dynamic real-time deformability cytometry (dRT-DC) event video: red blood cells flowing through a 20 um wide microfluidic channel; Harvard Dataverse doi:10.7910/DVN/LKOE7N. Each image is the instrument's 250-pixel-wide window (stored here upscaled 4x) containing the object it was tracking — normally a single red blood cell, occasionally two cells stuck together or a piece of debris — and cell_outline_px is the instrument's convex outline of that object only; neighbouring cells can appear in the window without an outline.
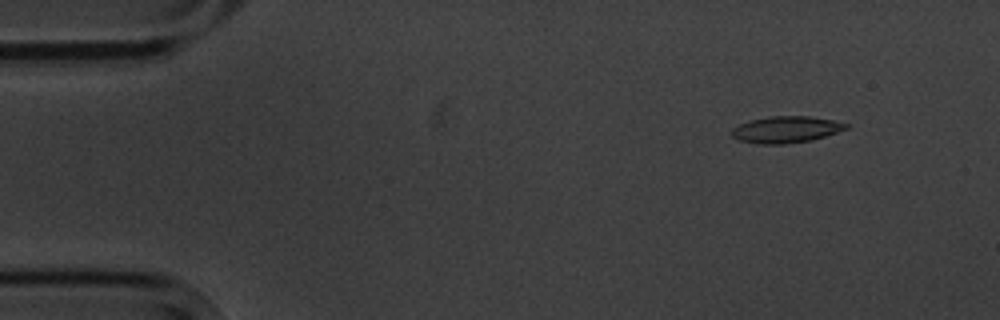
{"species": "common noctule bat (a hibernating species)", "species_latin": "Nyctalus noctula", "temperature_condition": "cold", "stored_images_in_passage": 4, "camera_frame_rate_fps": 3000, "um_per_image_px": 0.085, "animal": {"sex": "male", "body_mass_g": 20.1, "forearm_length_mm": 53.5}, "frame": {"image": 1, "passage_image": 2, "time_ms": 1.333, "image_size_px": [1000, 320], "cell_outline_px": [[848, 128], [812, 140], [784, 144], [760, 144], [740, 140], [732, 136], [732, 128], [748, 120], [768, 116], [808, 116], [832, 120], [848, 124]], "centroid_in_image_um": [66.78, 11.0], "position_along_channel_um": 18.2, "area_um2": 17.57}}
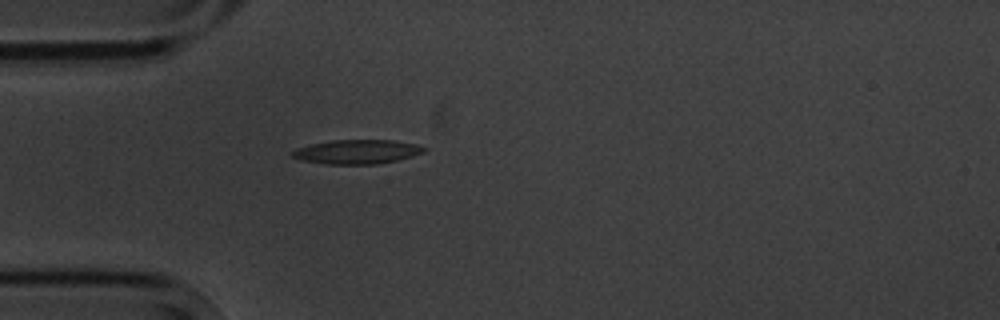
{"frame": {"image": 2, "passage_image": 4, "time_ms": 4.667, "image_size_px": [1000, 320], "cell_outline_px": [[428, 148], [424, 152], [396, 160], [376, 164], [324, 164], [300, 160], [292, 156], [292, 152], [296, 148], [312, 144], [332, 140], [392, 140], [416, 144]], "centroid_in_image_um": [30.33, 12.9], "position_along_channel_um": 54.7, "area_um2": 18.44}}